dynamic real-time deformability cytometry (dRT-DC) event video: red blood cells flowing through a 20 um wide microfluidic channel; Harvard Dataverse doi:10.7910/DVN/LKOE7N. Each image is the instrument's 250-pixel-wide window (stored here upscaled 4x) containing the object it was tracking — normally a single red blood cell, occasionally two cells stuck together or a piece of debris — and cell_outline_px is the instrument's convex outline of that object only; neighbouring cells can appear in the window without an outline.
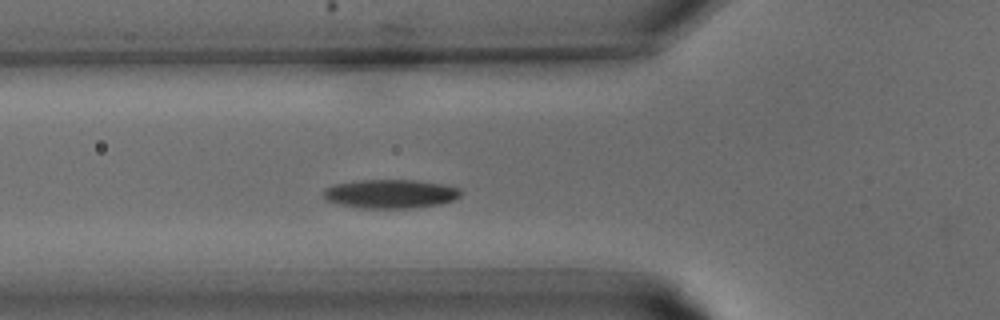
{"species": "common noctule bat (a hibernating species)", "species_latin": "Nyctalus noctula", "temperature_condition": "warm", "stored_images_in_passage": 24, "camera_frame_rate_fps": 3000, "um_per_image_px": 0.085, "animal": {"sex": "male", "body_mass_g": 15.6}, "frame": {"image": 1, "passage_image": 2, "time_ms": 0.333, "image_size_px": [1000, 320], "cell_outline_px": [[460, 196], [456, 200], [440, 204], [412, 208], [364, 208], [340, 204], [324, 200], [324, 188], [336, 184], [356, 180], [420, 180], [444, 184], [460, 188]], "centroid_in_image_um": [33.22, 16.47], "position_along_channel_um": 92.6, "area_um2": 23.24}}
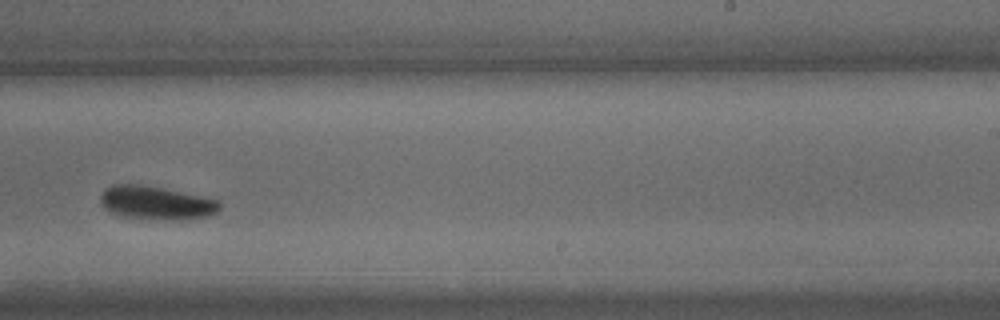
{"frame": {"image": 2, "passage_image": 11, "time_ms": 3.333, "image_size_px": [1000, 320], "cell_outline_px": [[220, 208], [216, 212], [208, 216], [180, 220], [172, 220], [120, 216], [104, 208], [100, 204], [100, 196], [104, 188], [112, 184], [136, 184], [164, 188], [216, 200], [220, 204]], "centroid_in_image_um": [13.21, 17.24], "position_along_channel_um": 275.8, "area_um2": 23.06}}
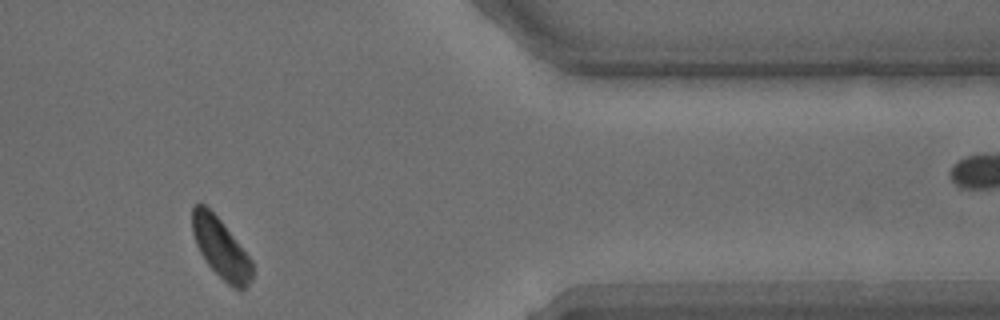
{"frame": {"image": 3, "passage_image": 18, "time_ms": 5.667, "image_size_px": [1000, 320], "cell_outline_px": [[252, 276], [248, 284], [244, 288], [236, 288], [228, 284], [208, 264], [200, 252], [196, 244], [192, 232], [192, 208], [196, 204], [204, 204], [220, 220], [252, 260]], "centroid_in_image_um": [18.75, 21.08], "position_along_channel_um": 392.7, "area_um2": 20.35}}